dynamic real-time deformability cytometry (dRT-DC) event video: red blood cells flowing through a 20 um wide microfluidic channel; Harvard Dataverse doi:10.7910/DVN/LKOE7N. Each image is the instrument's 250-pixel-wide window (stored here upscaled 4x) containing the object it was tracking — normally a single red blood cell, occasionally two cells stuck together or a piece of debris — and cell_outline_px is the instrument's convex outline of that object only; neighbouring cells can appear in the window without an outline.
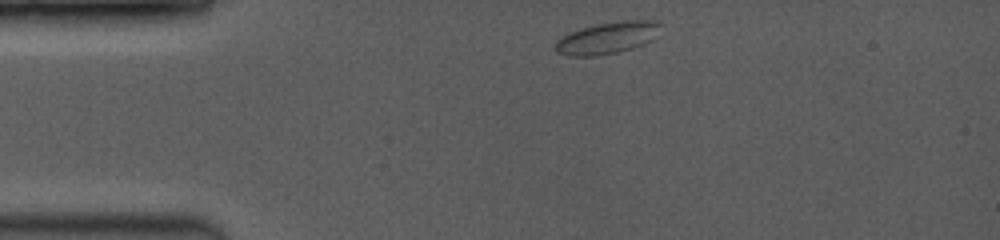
{"species": "common noctule bat (a hibernating species)", "species_latin": "Nyctalus noctula", "temperature_condition": "room temperature", "stored_images_in_passage": 23, "camera_frame_rate_fps": 3500, "um_per_image_px": 0.085, "animal": {"sex": "female", "body_mass_g": 19.0, "forearm_length_mm": 53.3}, "frame": {"image": 1, "passage_image": 1, "time_ms": 0.0, "image_size_px": [1000, 240], "cell_outline_px": [[656, 24], [652, 40], [644, 44], [632, 48], [616, 52], [596, 56], [568, 56], [556, 52], [556, 44], [564, 36], [572, 32], [584, 28], [600, 24], [628, 20], [648, 20]], "centroid_in_image_um": [51.56, 3.26], "position_along_channel_um": 33.4, "area_um2": 18.44}}
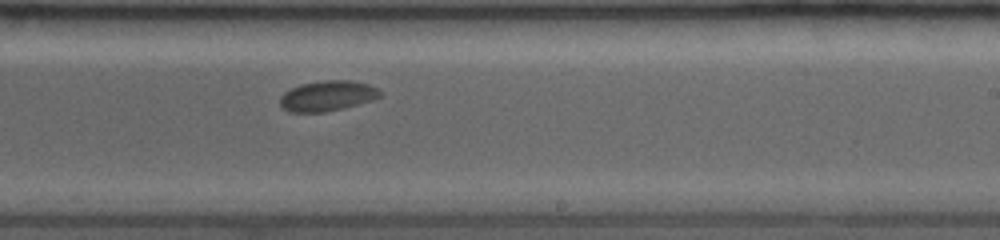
{"frame": {"image": 2, "passage_image": 14, "time_ms": 6.857, "image_size_px": [1000, 240], "cell_outline_px": [[380, 96], [372, 100], [344, 108], [324, 112], [288, 112], [280, 108], [280, 96], [284, 92], [300, 84], [324, 80], [352, 80], [368, 84], [376, 88], [380, 92]], "centroid_in_image_um": [27.78, 8.15], "position_along_channel_um": 261.2, "area_um2": 17.74}}
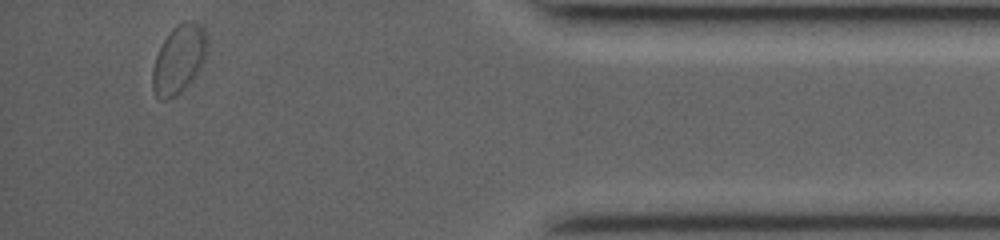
{"frame": {"image": 3, "passage_image": 23, "time_ms": 11.714, "image_size_px": [1000, 240], "cell_outline_px": [[204, 64], [188, 84], [180, 92], [164, 100], [160, 100], [156, 96], [152, 88], [152, 68], [156, 56], [164, 40], [172, 28], [176, 24], [184, 20], [192, 20], [200, 24], [204, 28]], "centroid_in_image_um": [15.16, 5.03], "position_along_channel_um": 420.0, "area_um2": 21.39}}